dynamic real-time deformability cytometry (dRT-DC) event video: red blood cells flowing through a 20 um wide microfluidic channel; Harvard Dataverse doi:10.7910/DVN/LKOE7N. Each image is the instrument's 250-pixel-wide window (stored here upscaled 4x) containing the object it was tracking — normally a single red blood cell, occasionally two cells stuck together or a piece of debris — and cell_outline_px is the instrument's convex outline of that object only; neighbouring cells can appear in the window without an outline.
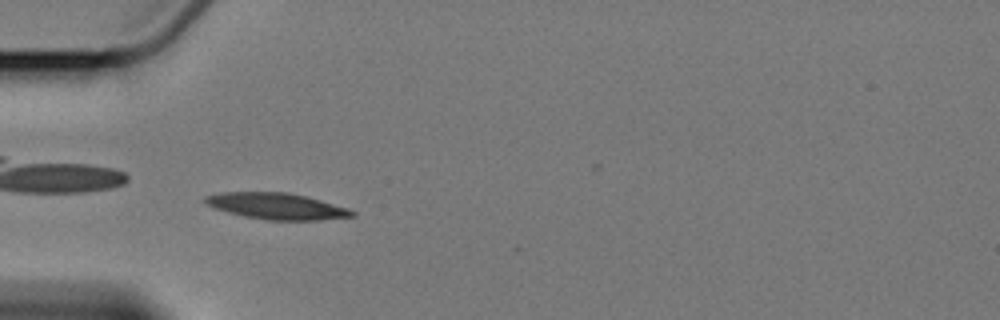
{"species": "Egyptian fruit bat (a non-hibernating species)", "species_latin": "Rousettus aegyptiacus", "temperature_condition": "cold", "stored_images_in_passage": 8, "camera_frame_rate_fps": 3000, "um_per_image_px": 0.085, "animal": {"sex": "female"}, "frame": {"image": 1, "passage_image": 5, "time_ms": 4.667, "image_size_px": [1000, 320], "cell_outline_px": [[356, 216], [320, 220], [268, 220], [244, 216], [228, 212], [216, 208], [208, 204], [204, 200], [204, 196], [220, 192], [288, 192], [320, 200], [348, 208], [356, 212]], "centroid_in_image_um": [23.54, 17.52], "position_along_channel_um": 61.5, "area_um2": 22.37}}
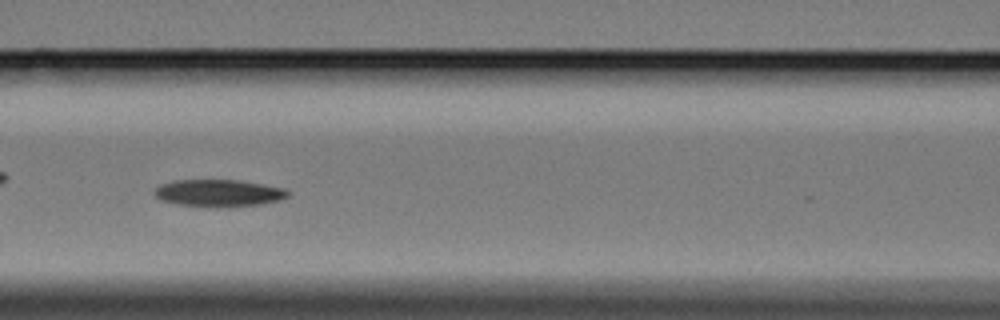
{"frame": {"image": 2, "passage_image": 7, "time_ms": 7.333, "image_size_px": [1000, 320], "cell_outline_px": [[288, 196], [280, 200], [260, 204], [216, 208], [176, 204], [160, 200], [152, 192], [160, 184], [172, 180], [240, 180], [284, 188], [288, 192]], "centroid_in_image_um": [18.54, 16.41], "position_along_channel_um": 148.1, "area_um2": 21.27}}
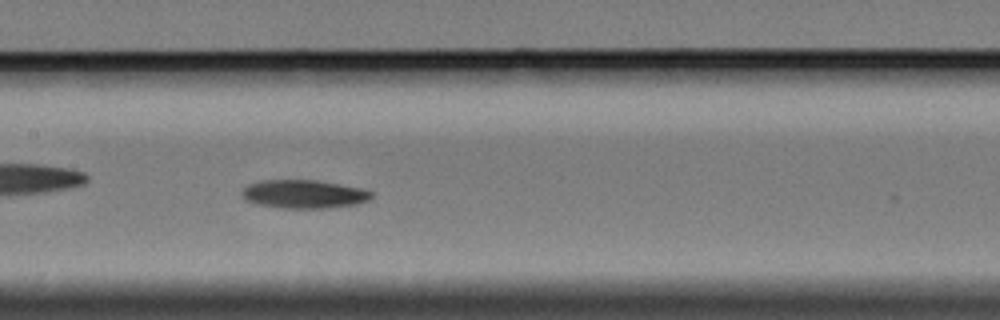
{"frame": {"image": 3, "passage_image": 8, "time_ms": 8.333, "image_size_px": [1000, 320], "cell_outline_px": [[372, 196], [368, 200], [356, 204], [332, 208], [280, 208], [256, 204], [244, 200], [240, 196], [240, 192], [248, 184], [260, 180], [316, 180], [360, 188], [372, 192]], "centroid_in_image_um": [25.76, 16.5], "position_along_channel_um": 181.6, "area_um2": 21.62}}